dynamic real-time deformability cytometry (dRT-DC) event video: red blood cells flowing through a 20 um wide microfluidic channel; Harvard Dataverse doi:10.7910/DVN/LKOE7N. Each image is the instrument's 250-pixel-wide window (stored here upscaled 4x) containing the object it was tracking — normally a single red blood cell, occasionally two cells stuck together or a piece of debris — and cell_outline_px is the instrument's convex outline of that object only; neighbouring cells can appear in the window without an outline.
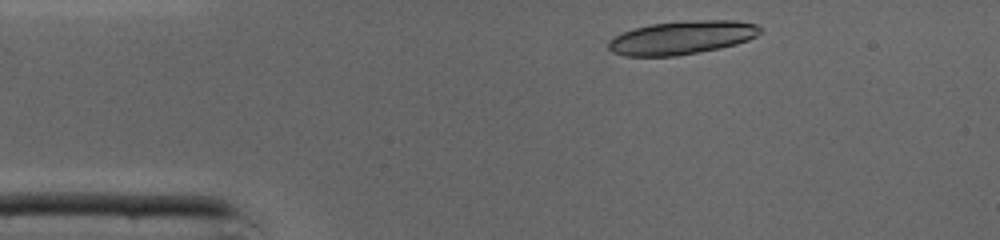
{"species": "common noctule bat (a hibernating species)", "species_latin": "Nyctalus noctula", "temperature_condition": "cold", "stored_images_in_passage": 41, "camera_frame_rate_fps": 3000, "um_per_image_px": 0.085, "animal": {"sex": "male", "body_mass_g": 19.0, "forearm_length_mm": 50.8}, "frame": {"image": 1, "passage_image": 3, "time_ms": 0.667, "image_size_px": [1000, 240], "cell_outline_px": [[764, 28], [756, 36], [748, 40], [736, 44], [720, 48], [700, 52], [676, 56], [624, 56], [612, 52], [608, 48], [608, 40], [624, 32], [636, 28], [652, 24], [696, 20], [736, 20], [756, 24]], "centroid_in_image_um": [57.99, 3.2], "position_along_channel_um": 27.0, "area_um2": 29.54}}
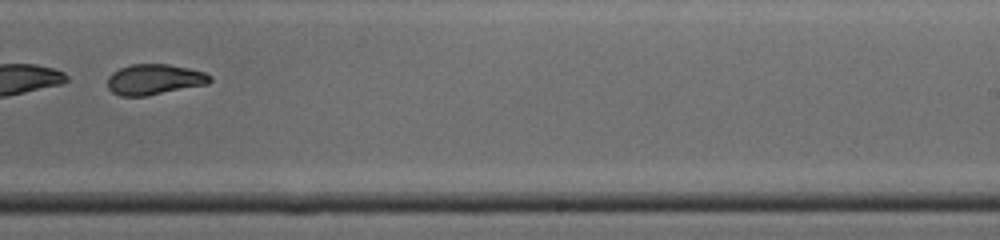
{"frame": {"image": 2, "passage_image": 24, "time_ms": 7.667, "image_size_px": [1000, 240], "cell_outline_px": [[212, 80], [208, 84], [144, 96], [120, 96], [112, 92], [108, 88], [108, 76], [112, 72], [120, 68], [132, 64], [168, 64], [188, 68], [204, 72], [212, 76]], "centroid_in_image_um": [13.12, 6.75], "position_along_channel_um": 275.9, "area_um2": 18.21}, "authors_computed_cell_mechanics": {"area_um2": 20.519, "velocity_mm_per_s": 4.3644, "shape_relaxation_time_tau1_ms": null, "shape_relaxation_time_tau2_ms": 2.2085, "deformation_change_tau1": null, "deformation_change_tau2": 0.0849}}